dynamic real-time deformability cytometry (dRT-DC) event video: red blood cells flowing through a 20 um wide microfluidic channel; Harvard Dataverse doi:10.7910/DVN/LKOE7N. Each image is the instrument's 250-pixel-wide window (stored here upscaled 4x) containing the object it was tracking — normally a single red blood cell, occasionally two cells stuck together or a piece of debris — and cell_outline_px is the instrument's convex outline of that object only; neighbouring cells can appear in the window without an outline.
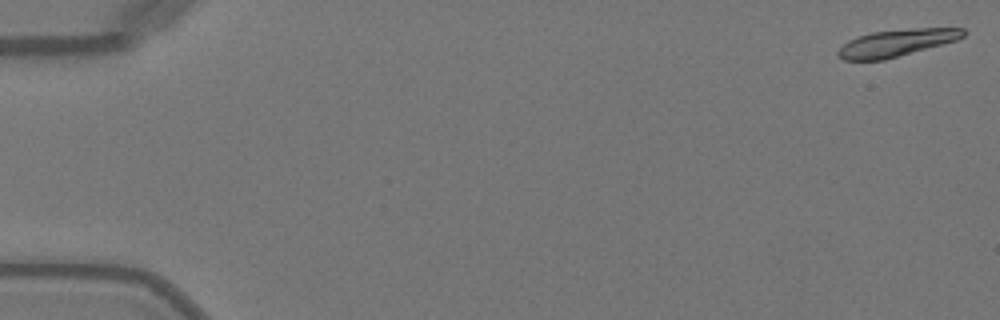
{"species": "Egyptian fruit bat (a non-hibernating species)", "species_latin": "Rousettus aegyptiacus", "temperature_condition": "warm", "stored_images_in_passage": 50, "camera_frame_rate_fps": 3000, "um_per_image_px": 0.085, "animal": {"sex": "female"}, "frame": {"image": 1, "passage_image": 1, "time_ms": 0.0, "image_size_px": [1000, 320], "cell_outline_px": [[968, 32], [964, 36], [956, 40], [884, 60], [844, 60], [836, 56], [836, 52], [848, 40], [872, 32], [912, 28], [964, 28]], "centroid_in_image_um": [76.2, 3.64], "position_along_channel_um": 8.8, "area_um2": 19.59}}
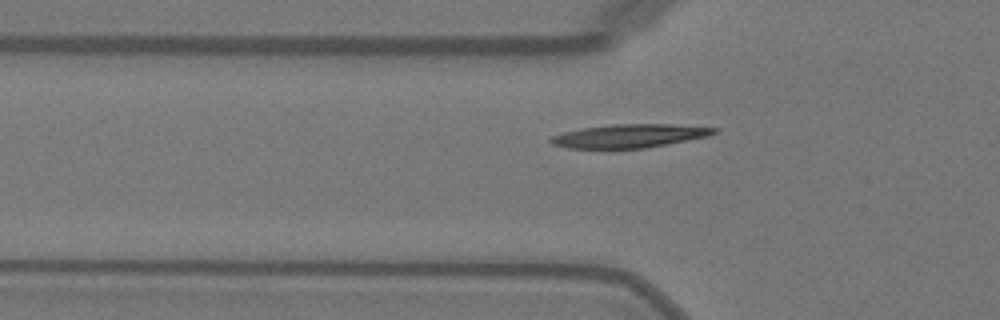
{"frame": {"image": 2, "passage_image": 17, "time_ms": 5.333, "image_size_px": [1000, 320], "cell_outline_px": [[720, 128], [716, 132], [708, 136], [648, 148], [568, 148], [552, 144], [548, 140], [552, 136], [564, 132], [580, 128], [612, 124], [672, 124]], "centroid_in_image_um": [53.51, 11.55], "position_along_channel_um": 72.3, "area_um2": 22.37}}
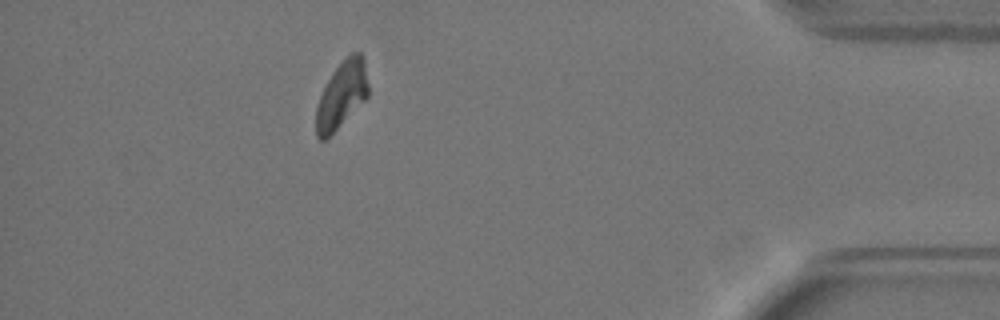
{"frame": {"image": 3, "passage_image": 45, "time_ms": 14.667, "image_size_px": [1000, 320], "cell_outline_px": [[368, 96], [324, 140], [320, 140], [316, 136], [316, 108], [320, 96], [332, 72], [352, 52], [360, 52], [364, 56], [368, 84]], "centroid_in_image_um": [29.05, 8.03], "position_along_channel_um": 406.2, "area_um2": 19.77}, "authors_computed_cell_mechanics": {"area_um2": 21.4149, "velocity_mm_per_s": 4.0584, "shape_relaxation_time_tau1_ms": 4.578, "shape_relaxation_time_tau2_ms": null, "deformation_change_tau1": 0.1606, "deformation_change_tau2": null}}